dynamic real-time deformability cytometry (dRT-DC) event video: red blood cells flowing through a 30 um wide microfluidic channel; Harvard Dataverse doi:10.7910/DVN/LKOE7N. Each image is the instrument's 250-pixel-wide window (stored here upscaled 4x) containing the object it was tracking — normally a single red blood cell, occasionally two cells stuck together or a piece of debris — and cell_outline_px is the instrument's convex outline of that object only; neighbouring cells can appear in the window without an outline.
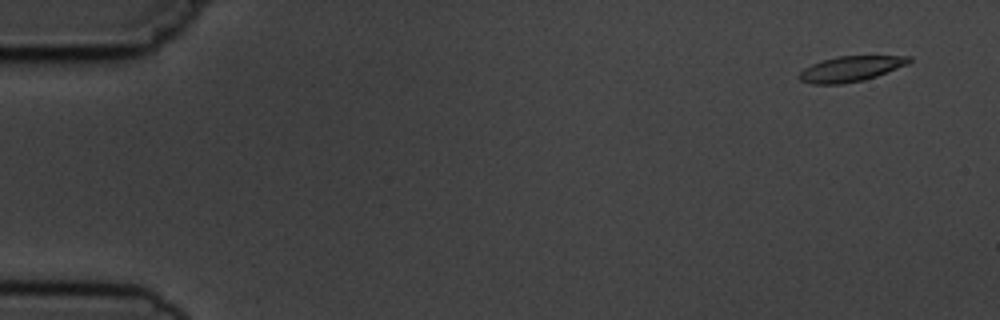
{"species": "common noctule bat (a hibernating species)", "species_latin": "Nyctalus noctula", "temperature_condition": "cold", "stored_images_in_passage": 5, "camera_frame_rate_fps": 3000, "um_per_image_px": 0.085, "animal": {"sex": "male", "body_mass_g": 19.5, "forearm_length_mm": 54.6}, "frame": {"image": 1, "passage_image": 2, "time_ms": 1.0, "image_size_px": [1000, 320], "cell_outline_px": [[912, 60], [908, 64], [876, 76], [864, 80], [844, 84], [812, 84], [800, 80], [796, 76], [804, 68], [812, 64], [836, 56], [912, 56]], "centroid_in_image_um": [72.29, 5.86], "position_along_channel_um": 12.7, "area_um2": 16.24}}
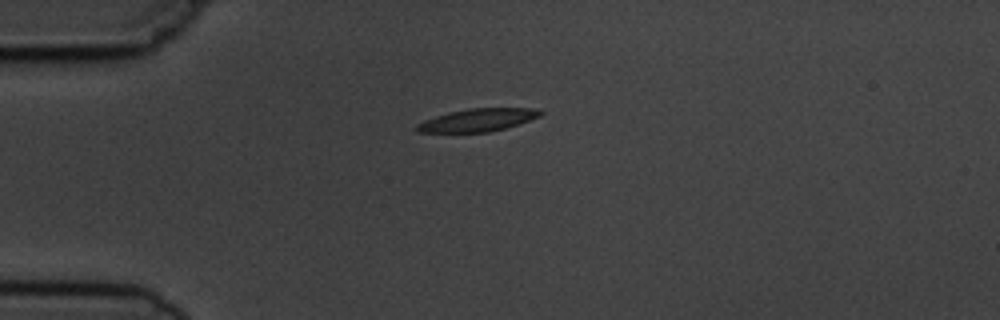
{"frame": {"image": 2, "passage_image": 5, "time_ms": 4.667, "image_size_px": [1000, 320], "cell_outline_px": [[544, 112], [540, 116], [504, 128], [488, 132], [416, 132], [416, 124], [424, 120], [448, 112], [468, 108], [532, 108]], "centroid_in_image_um": [40.56, 10.19], "position_along_channel_um": 44.4, "area_um2": 16.18}}